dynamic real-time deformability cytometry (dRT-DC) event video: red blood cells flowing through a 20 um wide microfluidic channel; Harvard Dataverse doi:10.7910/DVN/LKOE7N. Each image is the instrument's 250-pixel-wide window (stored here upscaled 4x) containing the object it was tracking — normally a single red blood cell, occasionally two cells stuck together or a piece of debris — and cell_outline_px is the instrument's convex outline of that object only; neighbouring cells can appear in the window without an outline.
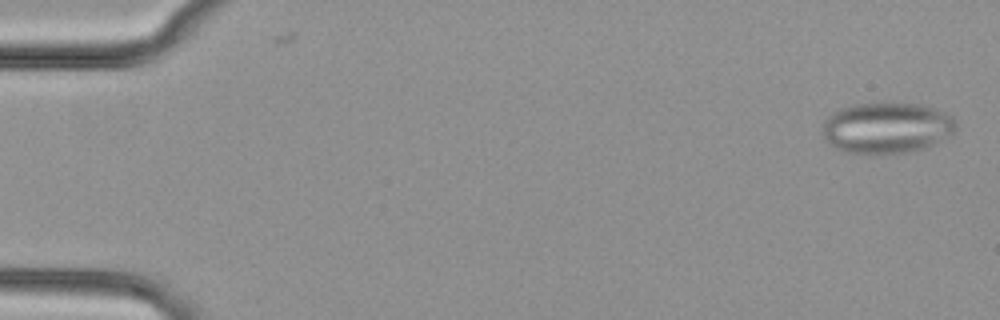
{"species": "common noctule bat (a hibernating species)", "species_latin": "Nyctalus noctula", "temperature_condition": "cold", "stored_images_in_passage": 43, "camera_frame_rate_fps": 3000, "um_per_image_px": 0.085, "animal": {"sex": "female", "body_mass_g": 29.2, "forearm_length_mm": 56.3}, "frame": {"image": 1, "passage_image": 2, "time_ms": 0.333, "image_size_px": [1000, 320], "cell_outline_px": [[956, 124], [952, 132], [948, 136], [928, 148], [908, 152], [880, 156], [872, 156], [848, 152], [836, 148], [824, 136], [824, 120], [832, 112], [840, 108], [852, 104], [920, 104], [944, 112], [952, 116]], "centroid_in_image_um": [75.37, 10.91], "position_along_channel_um": 9.6, "area_um2": 39.82}}
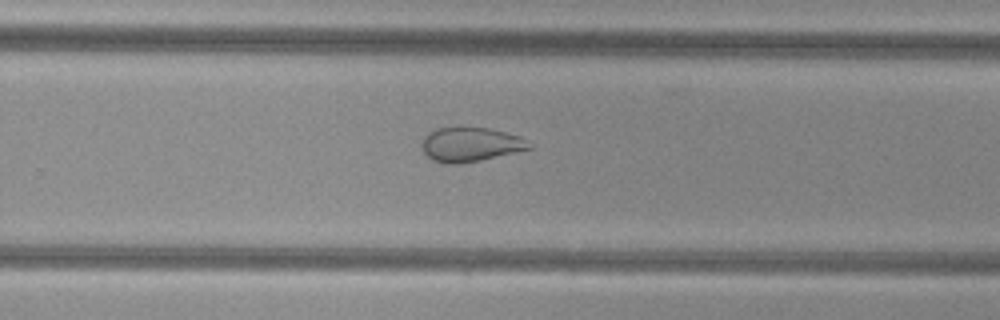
{"frame": {"image": 2, "passage_image": 34, "time_ms": 11.0, "image_size_px": [1000, 320], "cell_outline_px": [[532, 148], [480, 160], [460, 164], [448, 164], [432, 160], [420, 148], [420, 144], [424, 136], [428, 132], [436, 128], [488, 128], [520, 136]], "centroid_in_image_um": [39.91, 12.29], "position_along_channel_um": 289.9, "area_um2": 21.21}}
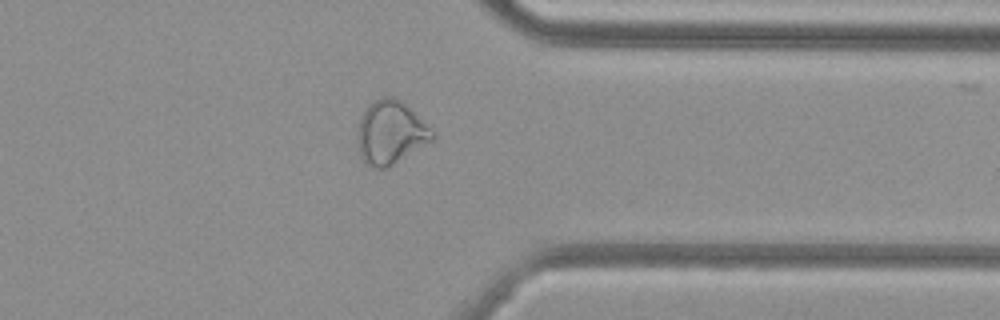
{"frame": {"image": 3, "passage_image": 41, "time_ms": 13.333, "image_size_px": [1000, 320], "cell_outline_px": [[436, 140], [392, 164], [384, 168], [376, 168], [364, 164], [360, 156], [356, 136], [356, 132], [360, 116], [364, 108], [372, 100], [380, 96], [392, 96], [400, 100], [436, 136]], "centroid_in_image_um": [33.13, 11.26], "position_along_channel_um": 378.3, "area_um2": 27.69}}